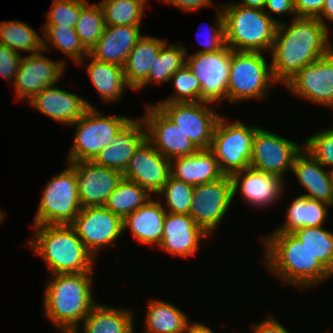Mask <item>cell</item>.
I'll use <instances>...</instances> for the list:
<instances>
[{"label":"cell","instance_id":"1","mask_svg":"<svg viewBox=\"0 0 333 333\" xmlns=\"http://www.w3.org/2000/svg\"><path fill=\"white\" fill-rule=\"evenodd\" d=\"M329 39V31L317 18L296 17L289 25L279 23L269 52L275 81L285 85L303 67L333 52Z\"/></svg>","mask_w":333,"mask_h":333},{"label":"cell","instance_id":"2","mask_svg":"<svg viewBox=\"0 0 333 333\" xmlns=\"http://www.w3.org/2000/svg\"><path fill=\"white\" fill-rule=\"evenodd\" d=\"M261 241L265 248L263 263L281 283L307 289L331 277L294 233H270Z\"/></svg>","mask_w":333,"mask_h":333},{"label":"cell","instance_id":"3","mask_svg":"<svg viewBox=\"0 0 333 333\" xmlns=\"http://www.w3.org/2000/svg\"><path fill=\"white\" fill-rule=\"evenodd\" d=\"M93 272L53 274L45 284L43 310L56 329H77L97 304Z\"/></svg>","mask_w":333,"mask_h":333},{"label":"cell","instance_id":"4","mask_svg":"<svg viewBox=\"0 0 333 333\" xmlns=\"http://www.w3.org/2000/svg\"><path fill=\"white\" fill-rule=\"evenodd\" d=\"M27 246L47 264L51 275L94 272L95 257L70 224L37 225Z\"/></svg>","mask_w":333,"mask_h":333},{"label":"cell","instance_id":"5","mask_svg":"<svg viewBox=\"0 0 333 333\" xmlns=\"http://www.w3.org/2000/svg\"><path fill=\"white\" fill-rule=\"evenodd\" d=\"M222 7L225 43L235 51H271L276 29L281 21L264 10L238 3L220 4Z\"/></svg>","mask_w":333,"mask_h":333},{"label":"cell","instance_id":"6","mask_svg":"<svg viewBox=\"0 0 333 333\" xmlns=\"http://www.w3.org/2000/svg\"><path fill=\"white\" fill-rule=\"evenodd\" d=\"M264 52L231 50L227 102L264 99L276 81Z\"/></svg>","mask_w":333,"mask_h":333},{"label":"cell","instance_id":"7","mask_svg":"<svg viewBox=\"0 0 333 333\" xmlns=\"http://www.w3.org/2000/svg\"><path fill=\"white\" fill-rule=\"evenodd\" d=\"M258 128L247 126L239 119L231 122L220 116L209 149L214 153L225 175L231 176L250 167L253 140Z\"/></svg>","mask_w":333,"mask_h":333},{"label":"cell","instance_id":"8","mask_svg":"<svg viewBox=\"0 0 333 333\" xmlns=\"http://www.w3.org/2000/svg\"><path fill=\"white\" fill-rule=\"evenodd\" d=\"M81 208L76 173L68 164L43 190L32 227L71 224Z\"/></svg>","mask_w":333,"mask_h":333},{"label":"cell","instance_id":"9","mask_svg":"<svg viewBox=\"0 0 333 333\" xmlns=\"http://www.w3.org/2000/svg\"><path fill=\"white\" fill-rule=\"evenodd\" d=\"M130 119L127 116H105L96 107H89L84 115L72 124L76 131L66 161H92Z\"/></svg>","mask_w":333,"mask_h":333},{"label":"cell","instance_id":"10","mask_svg":"<svg viewBox=\"0 0 333 333\" xmlns=\"http://www.w3.org/2000/svg\"><path fill=\"white\" fill-rule=\"evenodd\" d=\"M232 203L231 176L224 175L216 181L195 186L189 215L211 236L222 223Z\"/></svg>","mask_w":333,"mask_h":333},{"label":"cell","instance_id":"11","mask_svg":"<svg viewBox=\"0 0 333 333\" xmlns=\"http://www.w3.org/2000/svg\"><path fill=\"white\" fill-rule=\"evenodd\" d=\"M155 105L194 143L198 149H209L215 126L220 118L209 102L155 103ZM209 105V106H208Z\"/></svg>","mask_w":333,"mask_h":333},{"label":"cell","instance_id":"12","mask_svg":"<svg viewBox=\"0 0 333 333\" xmlns=\"http://www.w3.org/2000/svg\"><path fill=\"white\" fill-rule=\"evenodd\" d=\"M230 61L227 45L216 52L186 54V65L201 85V101L213 104L227 100Z\"/></svg>","mask_w":333,"mask_h":333},{"label":"cell","instance_id":"13","mask_svg":"<svg viewBox=\"0 0 333 333\" xmlns=\"http://www.w3.org/2000/svg\"><path fill=\"white\" fill-rule=\"evenodd\" d=\"M70 225L94 257L101 248L116 245L124 232L123 219L105 206L81 208Z\"/></svg>","mask_w":333,"mask_h":333},{"label":"cell","instance_id":"14","mask_svg":"<svg viewBox=\"0 0 333 333\" xmlns=\"http://www.w3.org/2000/svg\"><path fill=\"white\" fill-rule=\"evenodd\" d=\"M302 149L303 145L259 126L253 140L250 167L285 179L284 175L292 170L294 159Z\"/></svg>","mask_w":333,"mask_h":333},{"label":"cell","instance_id":"15","mask_svg":"<svg viewBox=\"0 0 333 333\" xmlns=\"http://www.w3.org/2000/svg\"><path fill=\"white\" fill-rule=\"evenodd\" d=\"M146 139L164 157L172 160L192 155L199 149L155 104L145 107Z\"/></svg>","mask_w":333,"mask_h":333},{"label":"cell","instance_id":"16","mask_svg":"<svg viewBox=\"0 0 333 333\" xmlns=\"http://www.w3.org/2000/svg\"><path fill=\"white\" fill-rule=\"evenodd\" d=\"M285 87L298 98L333 109V52L303 67Z\"/></svg>","mask_w":333,"mask_h":333},{"label":"cell","instance_id":"17","mask_svg":"<svg viewBox=\"0 0 333 333\" xmlns=\"http://www.w3.org/2000/svg\"><path fill=\"white\" fill-rule=\"evenodd\" d=\"M43 52L22 56L12 83L15 85L16 97L27 103L46 87L57 84L64 74L67 64L65 59L54 61L43 55Z\"/></svg>","mask_w":333,"mask_h":333},{"label":"cell","instance_id":"18","mask_svg":"<svg viewBox=\"0 0 333 333\" xmlns=\"http://www.w3.org/2000/svg\"><path fill=\"white\" fill-rule=\"evenodd\" d=\"M170 160L145 139L135 150L123 178L137 183L150 195L161 191L170 177Z\"/></svg>","mask_w":333,"mask_h":333},{"label":"cell","instance_id":"19","mask_svg":"<svg viewBox=\"0 0 333 333\" xmlns=\"http://www.w3.org/2000/svg\"><path fill=\"white\" fill-rule=\"evenodd\" d=\"M76 173L81 207L104 206L109 195L122 180L117 170L102 167L92 161L67 162Z\"/></svg>","mask_w":333,"mask_h":333},{"label":"cell","instance_id":"20","mask_svg":"<svg viewBox=\"0 0 333 333\" xmlns=\"http://www.w3.org/2000/svg\"><path fill=\"white\" fill-rule=\"evenodd\" d=\"M233 199L237 192L250 206L266 208L282 197L285 181L277 176L251 167L231 175Z\"/></svg>","mask_w":333,"mask_h":333},{"label":"cell","instance_id":"21","mask_svg":"<svg viewBox=\"0 0 333 333\" xmlns=\"http://www.w3.org/2000/svg\"><path fill=\"white\" fill-rule=\"evenodd\" d=\"M28 104L54 121L69 127L94 105L85 98L60 89L57 85L49 86L36 94Z\"/></svg>","mask_w":333,"mask_h":333},{"label":"cell","instance_id":"22","mask_svg":"<svg viewBox=\"0 0 333 333\" xmlns=\"http://www.w3.org/2000/svg\"><path fill=\"white\" fill-rule=\"evenodd\" d=\"M209 236L199 227L190 215L167 213L163 223L162 250L172 256L188 257L195 255L201 240Z\"/></svg>","mask_w":333,"mask_h":333},{"label":"cell","instance_id":"23","mask_svg":"<svg viewBox=\"0 0 333 333\" xmlns=\"http://www.w3.org/2000/svg\"><path fill=\"white\" fill-rule=\"evenodd\" d=\"M146 139L143 119H130L92 160L96 165L124 173L135 150Z\"/></svg>","mask_w":333,"mask_h":333},{"label":"cell","instance_id":"24","mask_svg":"<svg viewBox=\"0 0 333 333\" xmlns=\"http://www.w3.org/2000/svg\"><path fill=\"white\" fill-rule=\"evenodd\" d=\"M141 26H105L103 35L89 50L93 59L124 67L128 54L142 37Z\"/></svg>","mask_w":333,"mask_h":333},{"label":"cell","instance_id":"25","mask_svg":"<svg viewBox=\"0 0 333 333\" xmlns=\"http://www.w3.org/2000/svg\"><path fill=\"white\" fill-rule=\"evenodd\" d=\"M304 148L296 155L292 172L301 186L308 192L301 194L310 199L333 206V190L329 170H325Z\"/></svg>","mask_w":333,"mask_h":333},{"label":"cell","instance_id":"26","mask_svg":"<svg viewBox=\"0 0 333 333\" xmlns=\"http://www.w3.org/2000/svg\"><path fill=\"white\" fill-rule=\"evenodd\" d=\"M170 173L172 177L193 186L216 181L225 175L210 149H199L192 155L170 160Z\"/></svg>","mask_w":333,"mask_h":333},{"label":"cell","instance_id":"27","mask_svg":"<svg viewBox=\"0 0 333 333\" xmlns=\"http://www.w3.org/2000/svg\"><path fill=\"white\" fill-rule=\"evenodd\" d=\"M153 199L152 197L123 219V231L129 229L139 243L158 247L162 239L166 211L161 199Z\"/></svg>","mask_w":333,"mask_h":333},{"label":"cell","instance_id":"28","mask_svg":"<svg viewBox=\"0 0 333 333\" xmlns=\"http://www.w3.org/2000/svg\"><path fill=\"white\" fill-rule=\"evenodd\" d=\"M166 39L142 35L128 54L123 67L129 88L137 90L148 78L153 58L159 53Z\"/></svg>","mask_w":333,"mask_h":333},{"label":"cell","instance_id":"29","mask_svg":"<svg viewBox=\"0 0 333 333\" xmlns=\"http://www.w3.org/2000/svg\"><path fill=\"white\" fill-rule=\"evenodd\" d=\"M330 205L299 195L289 204L286 212V221L271 233H294L304 227L323 226L328 216Z\"/></svg>","mask_w":333,"mask_h":333},{"label":"cell","instance_id":"30","mask_svg":"<svg viewBox=\"0 0 333 333\" xmlns=\"http://www.w3.org/2000/svg\"><path fill=\"white\" fill-rule=\"evenodd\" d=\"M134 313L121 307L97 303L82 322V333H130ZM81 333V332H80Z\"/></svg>","mask_w":333,"mask_h":333},{"label":"cell","instance_id":"31","mask_svg":"<svg viewBox=\"0 0 333 333\" xmlns=\"http://www.w3.org/2000/svg\"><path fill=\"white\" fill-rule=\"evenodd\" d=\"M91 62L86 66L88 76L95 90L103 98L104 102L110 103L123 96L124 90L129 85L126 82L123 67L104 63L87 56Z\"/></svg>","mask_w":333,"mask_h":333},{"label":"cell","instance_id":"32","mask_svg":"<svg viewBox=\"0 0 333 333\" xmlns=\"http://www.w3.org/2000/svg\"><path fill=\"white\" fill-rule=\"evenodd\" d=\"M188 316L174 304L152 299L147 305L144 333H183Z\"/></svg>","mask_w":333,"mask_h":333},{"label":"cell","instance_id":"33","mask_svg":"<svg viewBox=\"0 0 333 333\" xmlns=\"http://www.w3.org/2000/svg\"><path fill=\"white\" fill-rule=\"evenodd\" d=\"M187 52L181 42L168 44L167 41L153 58L147 80L136 91L144 89L152 82L155 84L170 82L171 76L186 64Z\"/></svg>","mask_w":333,"mask_h":333},{"label":"cell","instance_id":"34","mask_svg":"<svg viewBox=\"0 0 333 333\" xmlns=\"http://www.w3.org/2000/svg\"><path fill=\"white\" fill-rule=\"evenodd\" d=\"M41 30L43 33V48L45 52H48L50 50L49 47L52 45L55 49L66 54L67 57L69 56L74 63L78 65L84 64V58L89 56V51L78 38L75 27L42 25Z\"/></svg>","mask_w":333,"mask_h":333},{"label":"cell","instance_id":"35","mask_svg":"<svg viewBox=\"0 0 333 333\" xmlns=\"http://www.w3.org/2000/svg\"><path fill=\"white\" fill-rule=\"evenodd\" d=\"M0 44L14 51L36 54L44 51L43 37L22 21L0 22Z\"/></svg>","mask_w":333,"mask_h":333},{"label":"cell","instance_id":"36","mask_svg":"<svg viewBox=\"0 0 333 333\" xmlns=\"http://www.w3.org/2000/svg\"><path fill=\"white\" fill-rule=\"evenodd\" d=\"M152 197L137 183L122 178L117 187L109 195L104 206L112 213L124 219Z\"/></svg>","mask_w":333,"mask_h":333},{"label":"cell","instance_id":"37","mask_svg":"<svg viewBox=\"0 0 333 333\" xmlns=\"http://www.w3.org/2000/svg\"><path fill=\"white\" fill-rule=\"evenodd\" d=\"M148 0H102L99 2L106 26H141Z\"/></svg>","mask_w":333,"mask_h":333},{"label":"cell","instance_id":"38","mask_svg":"<svg viewBox=\"0 0 333 333\" xmlns=\"http://www.w3.org/2000/svg\"><path fill=\"white\" fill-rule=\"evenodd\" d=\"M294 234L304 243L307 249L329 271L333 270V231L320 227H304Z\"/></svg>","mask_w":333,"mask_h":333},{"label":"cell","instance_id":"39","mask_svg":"<svg viewBox=\"0 0 333 333\" xmlns=\"http://www.w3.org/2000/svg\"><path fill=\"white\" fill-rule=\"evenodd\" d=\"M105 26L100 4L88 2L80 11L75 30L81 43L89 51L103 35Z\"/></svg>","mask_w":333,"mask_h":333},{"label":"cell","instance_id":"40","mask_svg":"<svg viewBox=\"0 0 333 333\" xmlns=\"http://www.w3.org/2000/svg\"><path fill=\"white\" fill-rule=\"evenodd\" d=\"M194 188L195 186L170 175L168 181L157 195L164 196V199L166 198L165 204H167V208L164 207V209L167 213L189 215Z\"/></svg>","mask_w":333,"mask_h":333},{"label":"cell","instance_id":"41","mask_svg":"<svg viewBox=\"0 0 333 333\" xmlns=\"http://www.w3.org/2000/svg\"><path fill=\"white\" fill-rule=\"evenodd\" d=\"M170 81L173 83L175 92L171 97L157 103H194L201 101V85L186 64L171 76Z\"/></svg>","mask_w":333,"mask_h":333},{"label":"cell","instance_id":"42","mask_svg":"<svg viewBox=\"0 0 333 333\" xmlns=\"http://www.w3.org/2000/svg\"><path fill=\"white\" fill-rule=\"evenodd\" d=\"M87 0H53L44 25H60L75 27L81 9L88 3Z\"/></svg>","mask_w":333,"mask_h":333},{"label":"cell","instance_id":"43","mask_svg":"<svg viewBox=\"0 0 333 333\" xmlns=\"http://www.w3.org/2000/svg\"><path fill=\"white\" fill-rule=\"evenodd\" d=\"M303 148L322 166L333 169V126L308 137Z\"/></svg>","mask_w":333,"mask_h":333},{"label":"cell","instance_id":"44","mask_svg":"<svg viewBox=\"0 0 333 333\" xmlns=\"http://www.w3.org/2000/svg\"><path fill=\"white\" fill-rule=\"evenodd\" d=\"M218 6L219 9L216 10L215 25L211 27L209 33L207 31V37H205L206 39L204 38L203 41L198 39V42L203 46V48L196 53L216 52L226 45L222 7L219 4Z\"/></svg>","mask_w":333,"mask_h":333},{"label":"cell","instance_id":"45","mask_svg":"<svg viewBox=\"0 0 333 333\" xmlns=\"http://www.w3.org/2000/svg\"><path fill=\"white\" fill-rule=\"evenodd\" d=\"M21 60L22 55H20V52L18 53L0 44V76L8 82L15 81Z\"/></svg>","mask_w":333,"mask_h":333},{"label":"cell","instance_id":"46","mask_svg":"<svg viewBox=\"0 0 333 333\" xmlns=\"http://www.w3.org/2000/svg\"><path fill=\"white\" fill-rule=\"evenodd\" d=\"M325 0H293L296 17L317 18Z\"/></svg>","mask_w":333,"mask_h":333},{"label":"cell","instance_id":"47","mask_svg":"<svg viewBox=\"0 0 333 333\" xmlns=\"http://www.w3.org/2000/svg\"><path fill=\"white\" fill-rule=\"evenodd\" d=\"M253 333H290L277 319L269 316L252 325Z\"/></svg>","mask_w":333,"mask_h":333},{"label":"cell","instance_id":"48","mask_svg":"<svg viewBox=\"0 0 333 333\" xmlns=\"http://www.w3.org/2000/svg\"><path fill=\"white\" fill-rule=\"evenodd\" d=\"M264 11L269 15L267 10L275 15H284L285 13H291L293 18H296V12L294 9L293 0H266Z\"/></svg>","mask_w":333,"mask_h":333},{"label":"cell","instance_id":"49","mask_svg":"<svg viewBox=\"0 0 333 333\" xmlns=\"http://www.w3.org/2000/svg\"><path fill=\"white\" fill-rule=\"evenodd\" d=\"M165 4H172L174 7L184 12L192 13V10H198L206 6H212V0H162Z\"/></svg>","mask_w":333,"mask_h":333},{"label":"cell","instance_id":"50","mask_svg":"<svg viewBox=\"0 0 333 333\" xmlns=\"http://www.w3.org/2000/svg\"><path fill=\"white\" fill-rule=\"evenodd\" d=\"M317 19H319L323 23L325 28L329 31L330 35V28L326 24L325 20L327 19L329 20V22L333 23V0H325L323 8Z\"/></svg>","mask_w":333,"mask_h":333},{"label":"cell","instance_id":"51","mask_svg":"<svg viewBox=\"0 0 333 333\" xmlns=\"http://www.w3.org/2000/svg\"><path fill=\"white\" fill-rule=\"evenodd\" d=\"M183 333H215L213 329L209 328L208 326L193 322L190 323V321L186 324Z\"/></svg>","mask_w":333,"mask_h":333},{"label":"cell","instance_id":"52","mask_svg":"<svg viewBox=\"0 0 333 333\" xmlns=\"http://www.w3.org/2000/svg\"><path fill=\"white\" fill-rule=\"evenodd\" d=\"M246 7L257 8V9H265L266 0H241L240 2H236Z\"/></svg>","mask_w":333,"mask_h":333},{"label":"cell","instance_id":"53","mask_svg":"<svg viewBox=\"0 0 333 333\" xmlns=\"http://www.w3.org/2000/svg\"><path fill=\"white\" fill-rule=\"evenodd\" d=\"M60 333H80V327L77 329H68V328H60L57 329Z\"/></svg>","mask_w":333,"mask_h":333},{"label":"cell","instance_id":"54","mask_svg":"<svg viewBox=\"0 0 333 333\" xmlns=\"http://www.w3.org/2000/svg\"><path fill=\"white\" fill-rule=\"evenodd\" d=\"M5 216H6V213L3 212L2 210H0V225H1V223H3Z\"/></svg>","mask_w":333,"mask_h":333},{"label":"cell","instance_id":"55","mask_svg":"<svg viewBox=\"0 0 333 333\" xmlns=\"http://www.w3.org/2000/svg\"><path fill=\"white\" fill-rule=\"evenodd\" d=\"M330 179H331V185L333 190V169H329Z\"/></svg>","mask_w":333,"mask_h":333},{"label":"cell","instance_id":"56","mask_svg":"<svg viewBox=\"0 0 333 333\" xmlns=\"http://www.w3.org/2000/svg\"><path fill=\"white\" fill-rule=\"evenodd\" d=\"M134 329H135V328H133V329L131 330V332H130V333H135Z\"/></svg>","mask_w":333,"mask_h":333}]
</instances>
